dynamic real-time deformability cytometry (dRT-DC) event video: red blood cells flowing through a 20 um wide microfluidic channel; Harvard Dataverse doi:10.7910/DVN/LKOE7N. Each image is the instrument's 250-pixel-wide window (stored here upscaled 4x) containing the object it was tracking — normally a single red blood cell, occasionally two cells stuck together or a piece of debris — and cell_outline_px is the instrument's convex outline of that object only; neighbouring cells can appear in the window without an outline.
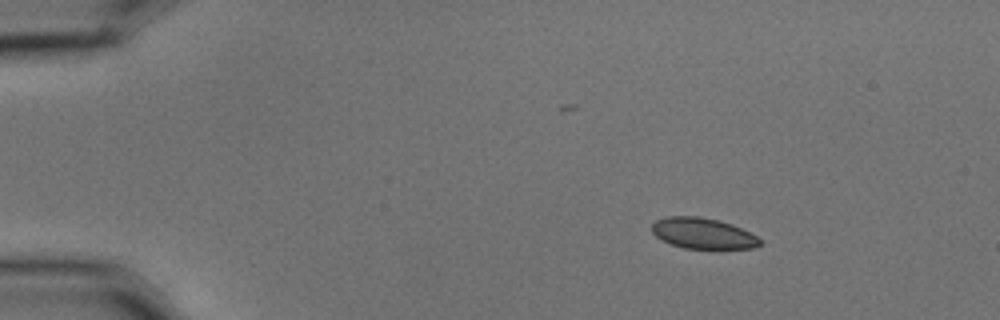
{"species": "common noctule bat (a hibernating species)", "species_latin": "Nyctalus noctula", "temperature_condition": "cold", "stored_images_in_passage": 49, "camera_frame_rate_fps": 3000, "um_per_image_px": 0.085, "animal": {"sex": "male", "body_mass_g": 15.6}, "frame": {"image": 1, "passage_image": 1, "time_ms": 0.0, "image_size_px": [1000, 320], "cell_outline_px": [[764, 244], [752, 248], [684, 248], [672, 244], [656, 236], [652, 232], [652, 224], [656, 220], [668, 216], [696, 216], [716, 220], [732, 224], [764, 240]], "centroid_in_image_um": [59.77, 19.83], "position_along_channel_um": 25.2, "area_um2": 19.19}}
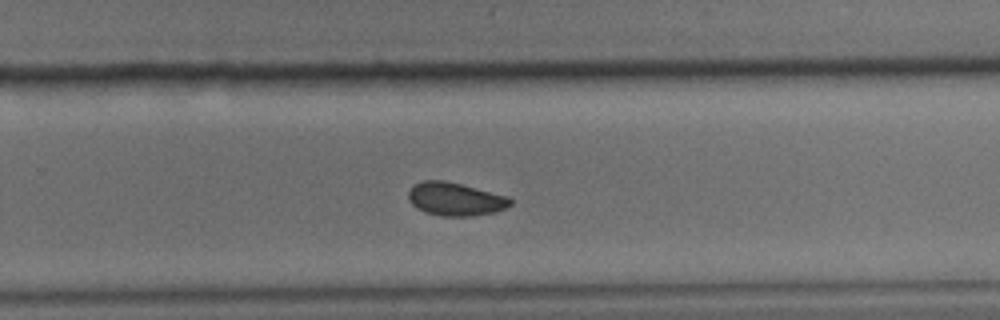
{"frame": {"image": 2, "passage_image": 30, "time_ms": 9.667, "image_size_px": [1000, 320], "cell_outline_px": [[512, 204], [496, 212], [472, 216], [444, 216], [424, 212], [416, 208], [408, 200], [408, 192], [412, 184], [424, 180], [444, 180], [508, 196], [512, 200]], "centroid_in_image_um": [38.67, 16.92], "position_along_channel_um": 291.1, "area_um2": 19.83}}
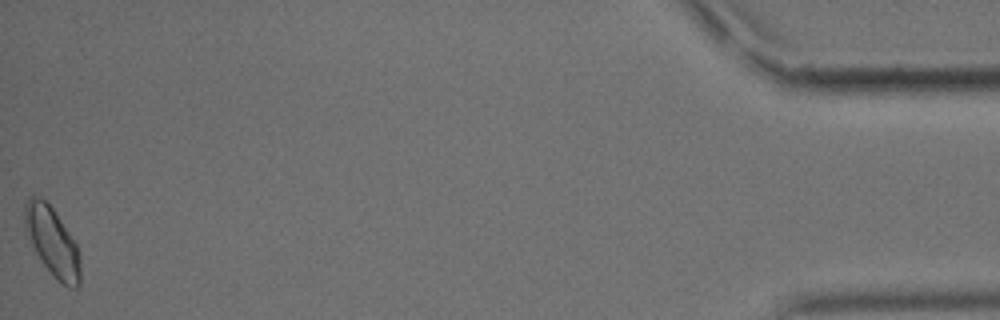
{"frame": {"image": 3, "passage_image": 49, "time_ms": 16.0, "image_size_px": [1000, 320], "cell_outline_px": [[80, 284], [76, 288], [68, 288], [56, 280], [44, 264], [36, 252], [24, 228], [24, 204], [28, 196], [36, 196], [44, 200], [52, 208], [76, 244], [80, 256]], "centroid_in_image_um": [4.44, 20.56], "position_along_channel_um": 430.8, "area_um2": 22.08}, "authors_computed_cell_mechanics": {"area_um2": 19.941, "velocity_mm_per_s": 3.5741, "shape_relaxation_time_tau1_ms": 3.4819, "shape_relaxation_time_tau2_ms": 8.4465, "deformation_change_tau1": 0.0669, "deformation_change_tau2": 0.0752}}